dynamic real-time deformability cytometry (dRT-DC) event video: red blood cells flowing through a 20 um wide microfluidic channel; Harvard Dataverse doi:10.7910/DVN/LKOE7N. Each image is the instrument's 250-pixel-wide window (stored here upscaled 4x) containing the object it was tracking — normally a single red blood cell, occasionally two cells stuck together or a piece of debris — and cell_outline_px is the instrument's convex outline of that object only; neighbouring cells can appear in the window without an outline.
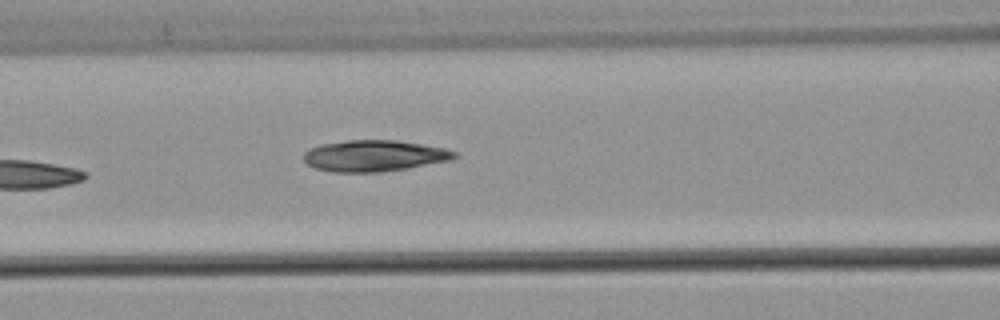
{"species": "common noctule bat (a hibernating species)", "species_latin": "Nyctalus noctula", "temperature_condition": "warm", "stored_images_in_passage": 8, "camera_frame_rate_fps": 3000, "um_per_image_px": 0.085, "animal": {"sex": "male", "body_mass_g": 21.5, "forearm_length_mm": 52.0}, "frame": {"image": 1, "passage_image": 8, "time_ms": 2.333, "image_size_px": [1000, 320], "cell_outline_px": [[456, 156], [452, 160], [408, 168], [380, 172], [332, 172], [316, 168], [308, 164], [304, 160], [304, 152], [308, 148], [320, 144], [348, 140], [396, 140], [444, 148], [456, 152]], "centroid_in_image_um": [31.79, 13.24], "position_along_channel_um": 134.8, "area_um2": 27.46}}